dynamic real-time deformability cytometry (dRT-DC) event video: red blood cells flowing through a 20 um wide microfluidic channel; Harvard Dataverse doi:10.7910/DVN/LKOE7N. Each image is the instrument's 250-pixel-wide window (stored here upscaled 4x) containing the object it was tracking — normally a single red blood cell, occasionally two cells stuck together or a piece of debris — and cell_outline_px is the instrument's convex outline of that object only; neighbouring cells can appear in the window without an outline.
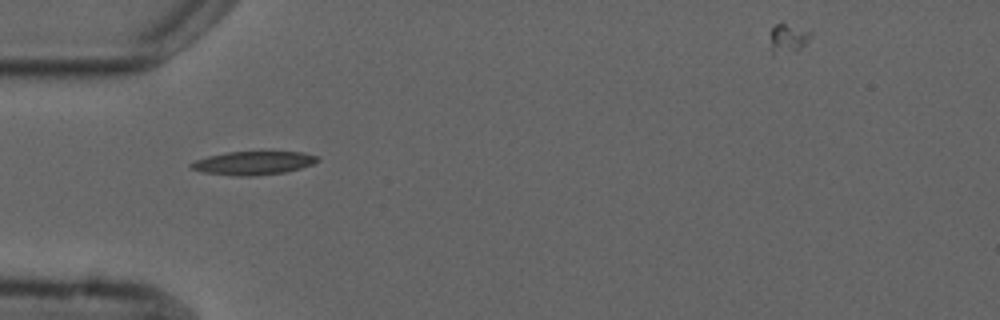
{"species": "common noctule bat (a hibernating species)", "species_latin": "Nyctalus noctula", "temperature_condition": "cold", "stored_images_in_passage": 3, "camera_frame_rate_fps": 3000, "um_per_image_px": 0.085, "animal": {"sex": "male", "forearm_length_mm": 52.5}, "frame": {"image": 1, "passage_image": 1, "time_ms": 0.0, "image_size_px": [1000, 320], "cell_outline_px": [[320, 160], [312, 164], [300, 168], [284, 172], [252, 176], [236, 176], [204, 172], [188, 168], [188, 164], [196, 160], [208, 156], [228, 152], [304, 152], [320, 156]], "centroid_in_image_um": [21.53, 13.85], "position_along_channel_um": 63.5, "area_um2": 17.28}}
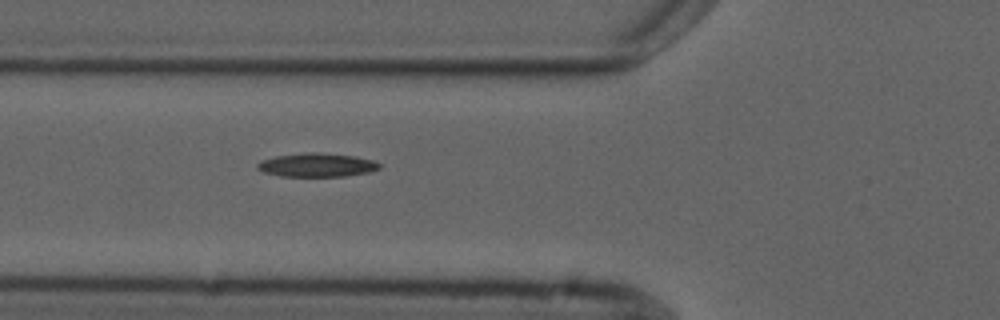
{"frame": {"image": 2, "passage_image": 2, "time_ms": 1.0, "image_size_px": [1000, 320], "cell_outline_px": [[380, 168], [368, 172], [344, 176], [280, 176], [264, 172], [256, 168], [256, 164], [260, 160], [276, 156], [308, 152], [320, 152], [356, 156], [376, 160], [380, 164]], "centroid_in_image_um": [26.94, 14.01], "position_along_channel_um": 98.9, "area_um2": 16.94}}